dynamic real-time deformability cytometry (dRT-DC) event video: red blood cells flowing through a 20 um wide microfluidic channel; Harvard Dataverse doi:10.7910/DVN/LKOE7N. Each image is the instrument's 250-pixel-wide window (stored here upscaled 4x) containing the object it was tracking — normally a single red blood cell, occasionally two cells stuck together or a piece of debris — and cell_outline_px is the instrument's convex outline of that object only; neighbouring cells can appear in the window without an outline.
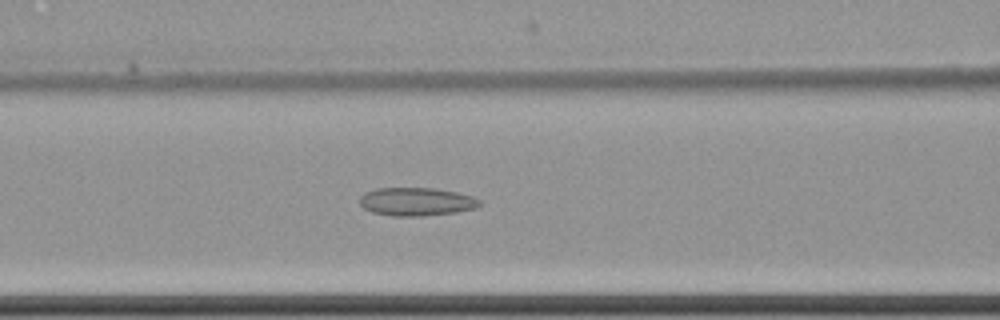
{"species": "common noctule bat (a hibernating species)", "species_latin": "Nyctalus noctula", "temperature_condition": "cold", "stored_images_in_passage": 62, "camera_frame_rate_fps": 3000, "um_per_image_px": 0.085, "animal": {"sex": "female", "body_mass_g": 22.7, "forearm_length_mm": 54.2}, "frame": {"image": 1, "passage_image": 28, "time_ms": 9.0, "image_size_px": [1000, 320], "cell_outline_px": [[480, 204], [476, 208], [456, 212], [424, 216], [392, 216], [372, 212], [364, 208], [360, 204], [360, 196], [364, 192], [376, 188], [432, 188], [456, 192], [472, 196], [480, 200]], "centroid_in_image_um": [35.37, 17.14], "position_along_channel_um": 131.2, "area_um2": 19.77}}
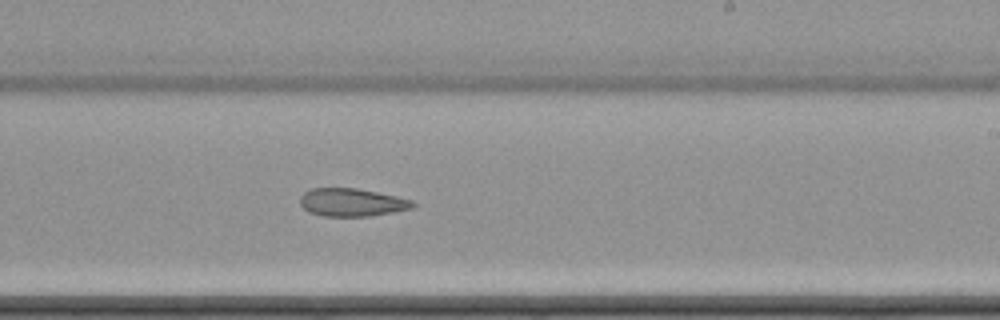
{"frame": {"image": 2, "passage_image": 39, "time_ms": 12.667, "image_size_px": [1000, 320], "cell_outline_px": [[416, 204], [412, 208], [392, 212], [368, 216], [324, 216], [308, 212], [300, 204], [300, 196], [304, 192], [312, 188], [356, 188], [396, 196], [412, 200]], "centroid_in_image_um": [29.88, 17.2], "position_along_channel_um": 259.1, "area_um2": 18.26}}
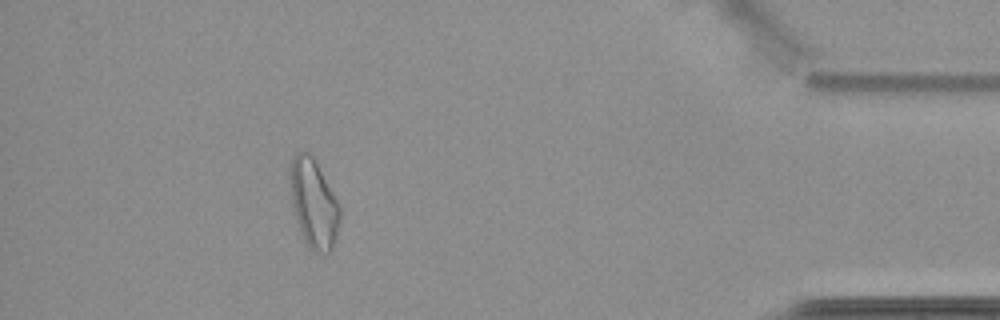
{"frame": {"image": 3, "passage_image": 56, "time_ms": 18.333, "image_size_px": [1000, 320], "cell_outline_px": [[340, 220], [336, 236], [332, 248], [328, 252], [312, 252], [308, 248], [304, 240], [292, 204], [288, 172], [288, 168], [292, 156], [296, 152], [308, 152], [312, 156], [340, 204]], "centroid_in_image_um": [26.64, 17.27], "position_along_channel_um": 408.6, "area_um2": 25.72}}